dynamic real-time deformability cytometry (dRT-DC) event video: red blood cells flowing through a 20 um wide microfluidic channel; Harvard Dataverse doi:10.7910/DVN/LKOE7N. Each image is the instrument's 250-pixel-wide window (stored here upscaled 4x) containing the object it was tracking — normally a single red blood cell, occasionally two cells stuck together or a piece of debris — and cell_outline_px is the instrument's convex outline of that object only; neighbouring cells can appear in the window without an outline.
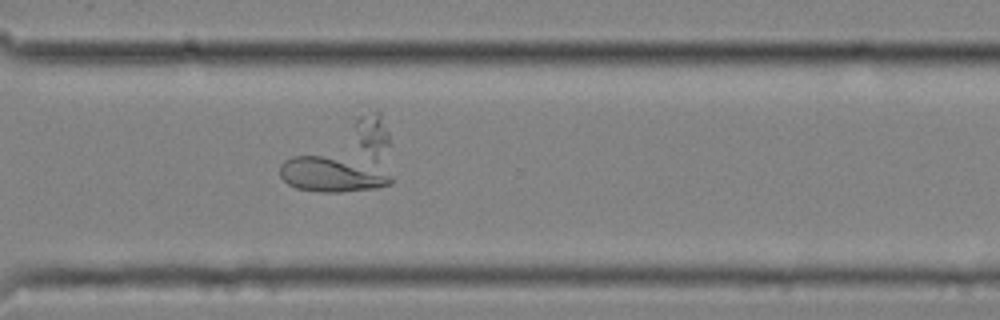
{"species": "common noctule bat (a hibernating species)", "species_latin": "Nyctalus noctula", "temperature_condition": "cold", "stored_images_in_passage": 59, "segment_of_instrument_passage": [2, 3], "camera_frame_rate_fps": 3000, "um_per_image_px": 0.085, "animal": {"sex": "female", "body_mass_g": 25.1}, "frame": {"image": 1, "passage_image": 44, "time_ms": 14.333, "image_size_px": [1000, 320], "cell_outline_px": [[392, 184], [376, 188], [340, 192], [320, 192], [296, 188], [288, 184], [280, 176], [280, 164], [284, 160], [352, 116], [376, 112], [380, 112], [388, 132], [392, 180]], "centroid_in_image_um": [29.19, 13.45], "position_along_channel_um": 341.4, "area_um2": 45.72}}